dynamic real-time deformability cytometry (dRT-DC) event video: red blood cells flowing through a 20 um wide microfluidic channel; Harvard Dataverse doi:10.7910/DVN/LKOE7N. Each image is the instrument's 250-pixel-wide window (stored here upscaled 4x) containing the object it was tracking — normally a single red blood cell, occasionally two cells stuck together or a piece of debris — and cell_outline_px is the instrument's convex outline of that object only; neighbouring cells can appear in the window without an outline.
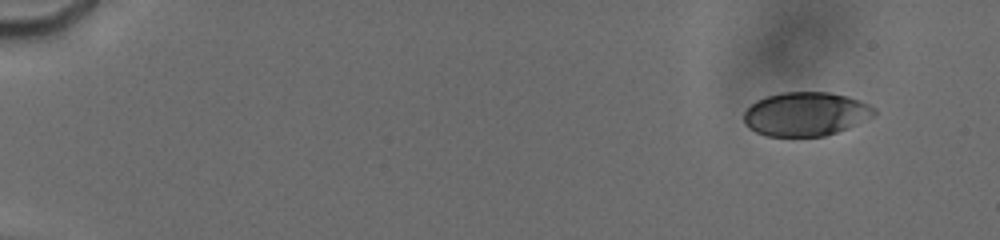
{"species": "human", "species_latin": "Homo sapiens", "temperature_condition": "cold", "stored_images_in_passage": 26, "camera_frame_rate_fps": 3000, "um_per_image_px": 0.085, "donor": {"sex": "male"}, "frame": {"image": 1, "passage_image": 4, "time_ms": 1.333, "image_size_px": [1000, 240], "cell_outline_px": [[876, 112], [872, 116], [848, 128], [824, 136], [768, 136], [756, 132], [748, 128], [744, 124], [744, 112], [756, 100], [768, 96], [784, 92], [828, 92], [848, 96], [860, 100], [876, 108]], "centroid_in_image_um": [68.48, 9.69], "position_along_channel_um": 16.5, "area_um2": 33.23}}
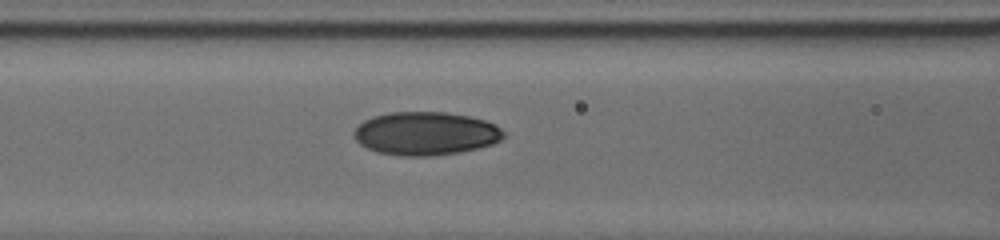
{"frame": {"image": 2, "passage_image": 20, "time_ms": 8.333, "image_size_px": [1000, 240], "cell_outline_px": [[504, 136], [500, 140], [492, 144], [460, 152], [432, 156], [400, 156], [376, 152], [360, 144], [352, 136], [352, 132], [364, 120], [372, 116], [388, 112], [444, 112], [468, 116], [484, 120], [496, 124], [504, 132]], "centroid_in_image_um": [36.14, 11.35], "position_along_channel_um": 130.5, "area_um2": 37.92}}
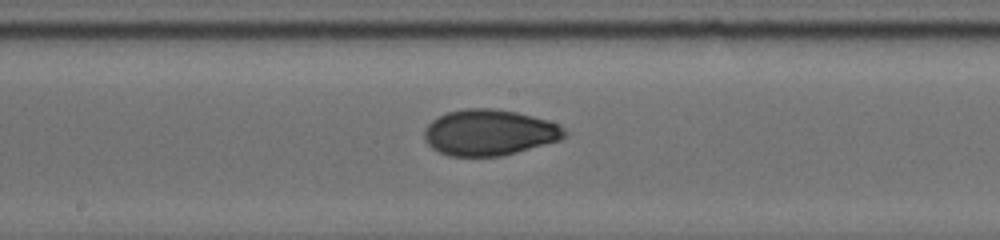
{"frame": {"image": 3, "passage_image": 24, "time_ms": 10.333, "image_size_px": [1000, 240], "cell_outline_px": [[568, 132], [560, 140], [516, 152], [500, 156], [448, 156], [432, 148], [428, 144], [424, 136], [424, 128], [432, 120], [448, 112], [468, 108], [492, 108], [516, 112], [548, 120], [560, 124]], "centroid_in_image_um": [41.6, 11.26], "position_along_channel_um": 206.6, "area_um2": 37.45}}